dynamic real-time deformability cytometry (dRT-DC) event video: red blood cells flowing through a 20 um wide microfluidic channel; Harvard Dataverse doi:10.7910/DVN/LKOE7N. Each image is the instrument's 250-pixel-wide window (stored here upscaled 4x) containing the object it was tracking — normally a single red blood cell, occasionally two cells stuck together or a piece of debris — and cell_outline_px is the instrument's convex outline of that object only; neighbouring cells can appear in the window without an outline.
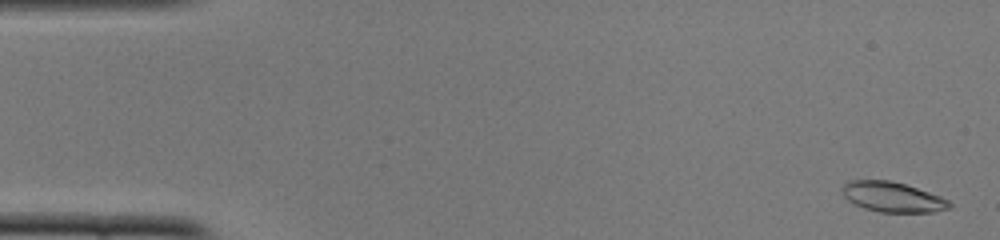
{"species": "common noctule bat (a hibernating species)", "species_latin": "Nyctalus noctula", "temperature_condition": "cold", "stored_images_in_passage": 53, "camera_frame_rate_fps": 3000, "um_per_image_px": 0.085, "animal": {"sex": "female", "body_mass_g": 22.0, "forearm_length_mm": 56.7}, "frame": {"image": 1, "passage_image": 2, "time_ms": 0.333, "image_size_px": [1000, 240], "cell_outline_px": [[952, 208], [932, 212], [880, 212], [864, 208], [848, 200], [844, 196], [840, 188], [848, 180], [888, 180], [904, 184], [940, 196], [948, 200], [952, 204]], "centroid_in_image_um": [75.85, 16.74], "position_along_channel_um": 9.1, "area_um2": 18.73}}
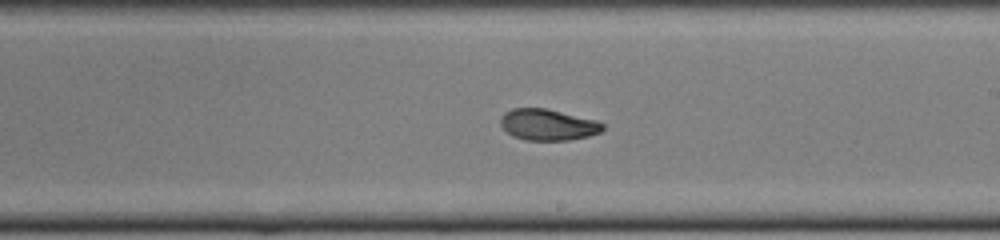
{"frame": {"image": 2, "passage_image": 30, "time_ms": 9.667, "image_size_px": [1000, 240], "cell_outline_px": [[604, 128], [600, 132], [588, 136], [568, 140], [524, 140], [512, 136], [500, 124], [500, 116], [504, 112], [512, 108], [544, 108], [596, 120], [604, 124]], "centroid_in_image_um": [46.54, 10.6], "position_along_channel_um": 242.5, "area_um2": 18.55}}
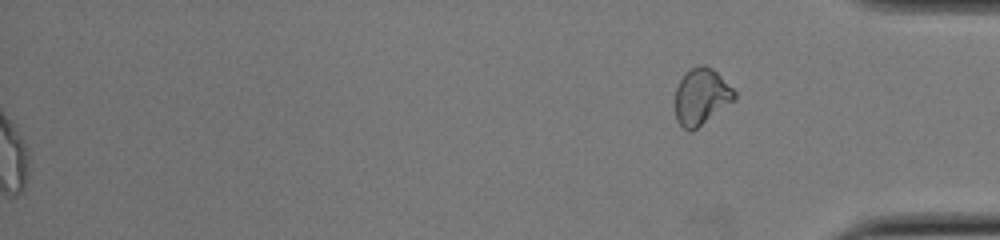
{"frame": {"image": 3, "passage_image": 53, "time_ms": 17.333, "image_size_px": [1000, 240], "cell_outline_px": [[736, 100], [692, 132], [688, 132], [676, 120], [676, 88], [680, 80], [692, 68], [700, 64], [704, 64], [712, 68], [736, 92]], "centroid_in_image_um": [59.63, 8.24], "position_along_channel_um": 375.6, "area_um2": 19.42}, "authors_computed_cell_mechanics": {"area_um2": 19.4208, "velocity_mm_per_s": 3.8984, "shape_relaxation_time_tau1_ms": 7.9503, "shape_relaxation_time_tau2_ms": 2.7935, "deformation_change_tau1": 0.2241, "deformation_change_tau2": 0.0781}}